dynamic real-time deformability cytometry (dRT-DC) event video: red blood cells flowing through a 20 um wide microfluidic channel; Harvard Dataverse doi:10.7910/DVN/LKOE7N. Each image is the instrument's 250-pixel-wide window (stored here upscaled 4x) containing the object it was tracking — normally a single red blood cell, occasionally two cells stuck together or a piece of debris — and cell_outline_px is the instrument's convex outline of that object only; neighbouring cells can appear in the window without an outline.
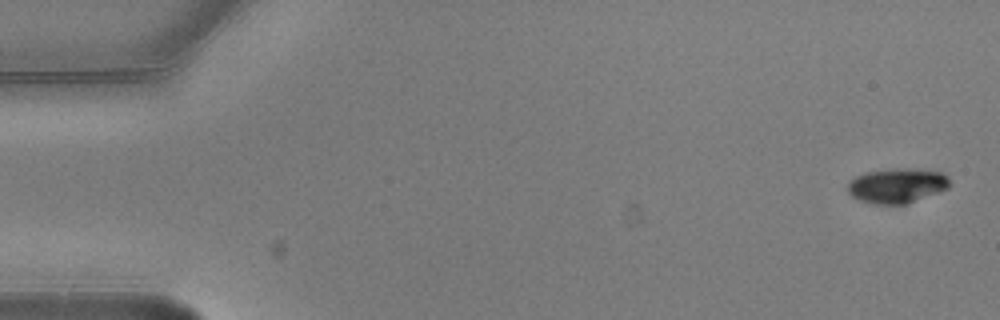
{"species": "common noctule bat (a hibernating species)", "species_latin": "Nyctalus noctula", "temperature_condition": "warm", "stored_images_in_passage": 5, "camera_frame_rate_fps": 3000, "um_per_image_px": 0.085, "animal": {"sex": "male", "body_mass_g": 20.5, "forearm_length_mm": 52.5}, "frame": {"image": 1, "passage_image": 1, "time_ms": 0.0, "image_size_px": [1000, 320], "cell_outline_px": [[952, 184], [948, 188], [940, 192], [908, 204], [872, 204], [860, 200], [852, 196], [848, 192], [848, 180], [864, 172], [896, 168], [912, 168], [944, 172], [948, 176]], "centroid_in_image_um": [76.28, 15.77], "position_along_channel_um": 8.7, "area_um2": 21.15}}
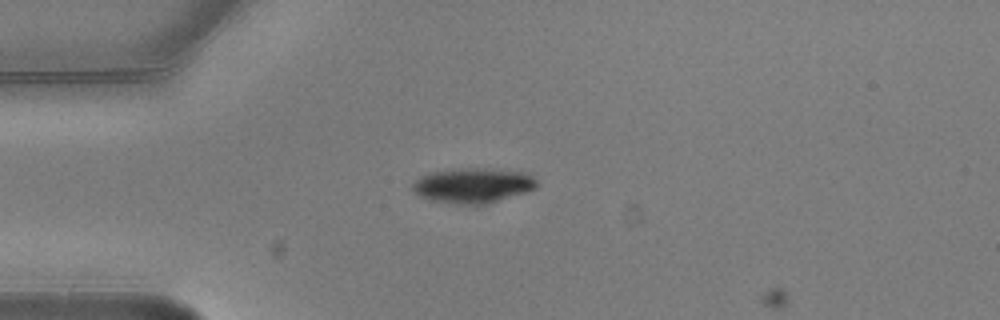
{"frame": {"image": 2, "passage_image": 4, "time_ms": 1.0, "image_size_px": [1000, 320], "cell_outline_px": [[540, 184], [536, 188], [488, 204], [456, 204], [428, 200], [412, 192], [412, 184], [420, 176], [432, 172], [460, 168], [484, 168], [524, 172], [532, 176]], "centroid_in_image_um": [40.18, 15.76], "position_along_channel_um": 44.8, "area_um2": 25.43}}